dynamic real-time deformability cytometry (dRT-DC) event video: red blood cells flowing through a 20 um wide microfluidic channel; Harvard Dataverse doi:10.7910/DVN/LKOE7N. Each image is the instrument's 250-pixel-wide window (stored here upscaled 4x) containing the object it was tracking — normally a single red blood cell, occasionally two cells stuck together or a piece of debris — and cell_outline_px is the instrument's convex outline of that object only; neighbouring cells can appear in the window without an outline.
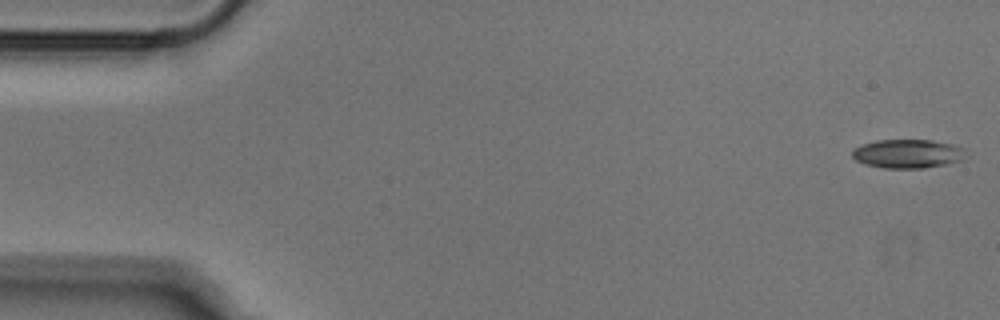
{"species": "Egyptian fruit bat (a non-hibernating species)", "species_latin": "Rousettus aegyptiacus", "temperature_condition": "cold", "stored_images_in_passage": 51, "camera_frame_rate_fps": 3000, "um_per_image_px": 0.085, "animal": {"sex": "male"}, "frame": {"image": 1, "passage_image": 1, "time_ms": 0.0, "image_size_px": [1000, 320], "cell_outline_px": [[964, 148], [960, 160], [944, 164], [924, 168], [884, 168], [864, 164], [856, 160], [852, 156], [852, 148], [860, 144], [876, 140], [932, 140], [956, 144]], "centroid_in_image_um": [77.08, 13.05], "position_along_channel_um": 7.9, "area_um2": 19.07}}
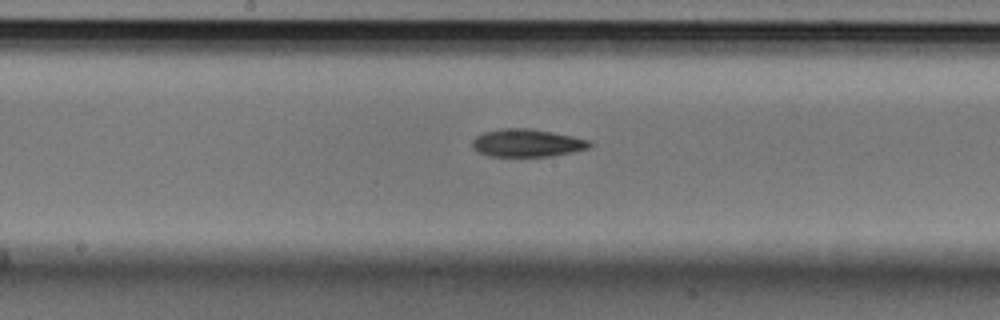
{"frame": {"image": 2, "passage_image": 26, "time_ms": 8.333, "image_size_px": [1000, 320], "cell_outline_px": [[592, 144], [588, 148], [572, 152], [552, 156], [488, 156], [476, 152], [472, 148], [472, 140], [476, 136], [484, 132], [500, 128], [528, 128], [552, 132], [592, 140]], "centroid_in_image_um": [44.77, 12.15], "position_along_channel_um": 203.4, "area_um2": 19.13}}
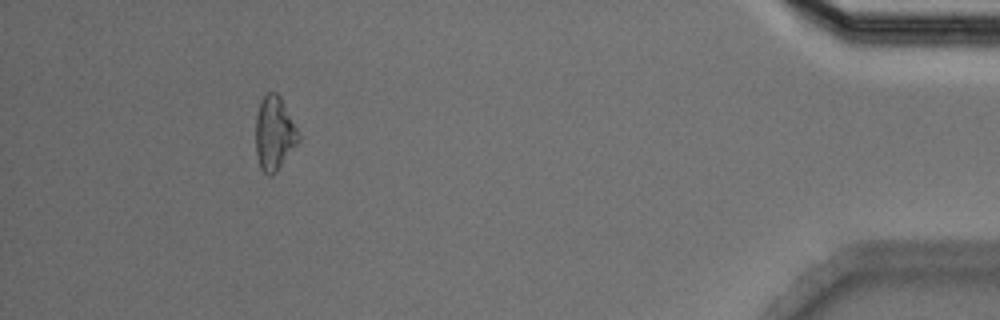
{"frame": {"image": 3, "passage_image": 47, "time_ms": 15.333, "image_size_px": [1000, 320], "cell_outline_px": [[300, 140], [276, 172], [272, 176], [268, 176], [260, 168], [256, 152], [256, 116], [260, 100], [268, 92], [276, 92], [280, 96], [300, 136]], "centroid_in_image_um": [23.3, 11.35], "position_along_channel_um": 411.9, "area_um2": 18.26}}